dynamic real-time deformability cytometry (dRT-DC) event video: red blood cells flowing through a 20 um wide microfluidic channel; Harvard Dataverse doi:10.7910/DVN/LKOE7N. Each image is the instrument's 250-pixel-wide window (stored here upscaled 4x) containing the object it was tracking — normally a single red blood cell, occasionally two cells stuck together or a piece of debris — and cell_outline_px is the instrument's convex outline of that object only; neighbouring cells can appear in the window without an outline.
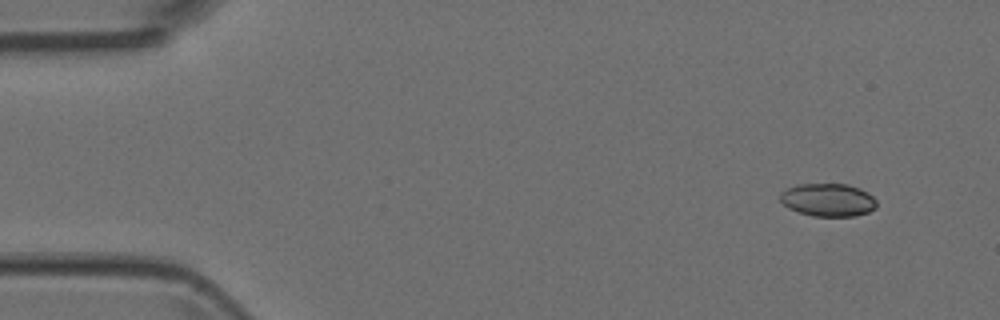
{"species": "Egyptian fruit bat (a non-hibernating species)", "species_latin": "Rousettus aegyptiacus", "temperature_condition": "room temperature", "stored_images_in_passage": 4, "camera_frame_rate_fps": 3000, "um_per_image_px": 0.085, "animal": {"sex": "female"}, "frame": {"image": 1, "passage_image": 1, "time_ms": 0.0, "image_size_px": [1000, 320], "cell_outline_px": [[876, 208], [868, 212], [856, 216], [812, 216], [788, 208], [780, 200], [780, 192], [796, 184], [848, 184], [860, 188], [868, 192], [876, 200]], "centroid_in_image_um": [70.39, 16.99], "position_along_channel_um": 14.6, "area_um2": 18.61}}
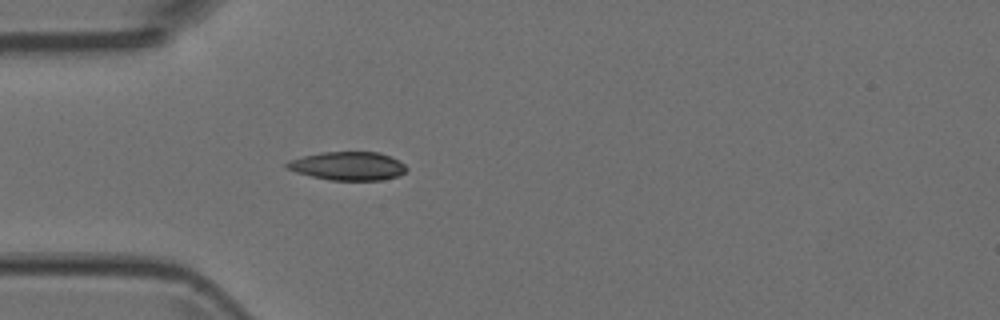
{"frame": {"image": 2, "passage_image": 4, "time_ms": 1.0, "image_size_px": [1000, 320], "cell_outline_px": [[408, 168], [400, 176], [384, 180], [328, 180], [296, 172], [284, 168], [284, 164], [288, 160], [320, 152], [380, 152], [400, 160]], "centroid_in_image_um": [29.58, 14.11], "position_along_channel_um": 55.4, "area_um2": 20.11}}